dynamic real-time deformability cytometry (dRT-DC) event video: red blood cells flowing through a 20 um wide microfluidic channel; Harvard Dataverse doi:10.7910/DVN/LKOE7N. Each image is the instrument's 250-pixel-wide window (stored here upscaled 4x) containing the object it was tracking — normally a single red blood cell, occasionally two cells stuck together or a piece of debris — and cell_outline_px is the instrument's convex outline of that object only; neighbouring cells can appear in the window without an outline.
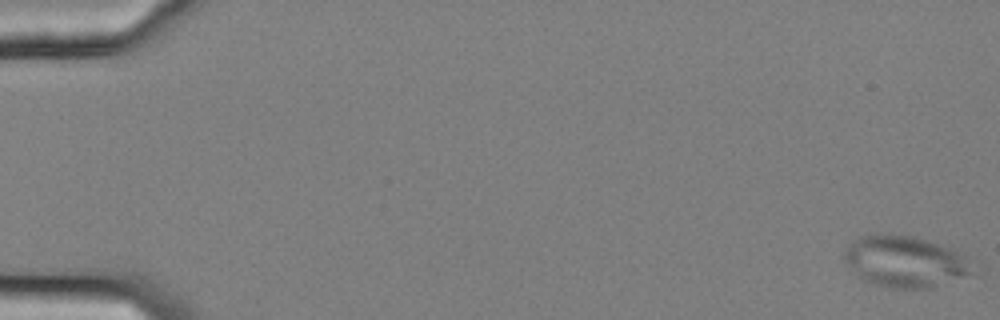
{"species": "common noctule bat (a hibernating species)", "species_latin": "Nyctalus noctula", "temperature_condition": "cold", "stored_images_in_passage": 59, "camera_frame_rate_fps": 3000, "um_per_image_px": 0.085, "animal": {"sex": "female", "body_mass_g": 25.1}, "frame": {"image": 1, "passage_image": 1, "time_ms": 0.0, "image_size_px": [1000, 320], "cell_outline_px": [[984, 272], [932, 288], [892, 288], [876, 284], [864, 280], [852, 272], [844, 260], [844, 252], [860, 236], [916, 236], [948, 248], [976, 260], [984, 268]], "centroid_in_image_um": [77.16, 22.29], "position_along_channel_um": 7.8, "area_um2": 38.96}}
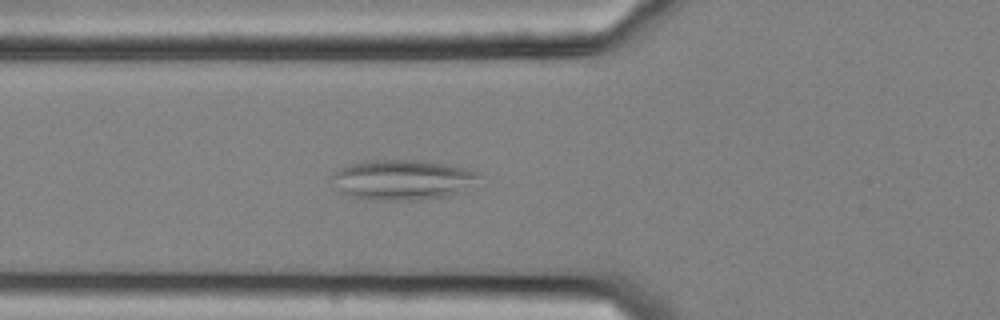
{"frame": {"image": 2, "passage_image": 22, "time_ms": 7.0, "image_size_px": [1000, 320], "cell_outline_px": [[484, 176], [456, 192], [448, 196], [412, 200], [376, 200], [352, 196], [344, 192], [328, 180], [328, 176], [340, 168], [364, 160], [420, 160], [448, 164], [464, 168], [476, 172]], "centroid_in_image_um": [34.15, 15.26], "position_along_channel_um": 91.6, "area_um2": 34.16}}
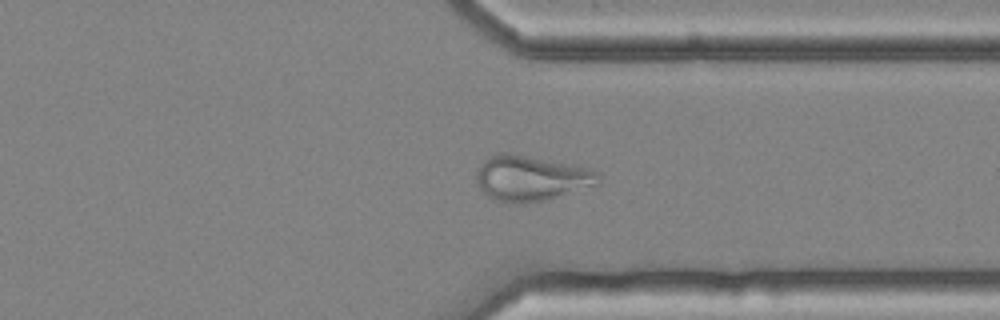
{"frame": {"image": 3, "passage_image": 45, "time_ms": 14.667, "image_size_px": [1000, 320], "cell_outline_px": [[600, 184], [544, 200], [524, 204], [516, 204], [492, 200], [480, 188], [476, 180], [476, 172], [492, 156], [500, 152], [508, 152], [572, 164], [592, 168], [600, 172]], "centroid_in_image_um": [45.19, 15.16], "position_along_channel_um": 366.2, "area_um2": 32.31}}